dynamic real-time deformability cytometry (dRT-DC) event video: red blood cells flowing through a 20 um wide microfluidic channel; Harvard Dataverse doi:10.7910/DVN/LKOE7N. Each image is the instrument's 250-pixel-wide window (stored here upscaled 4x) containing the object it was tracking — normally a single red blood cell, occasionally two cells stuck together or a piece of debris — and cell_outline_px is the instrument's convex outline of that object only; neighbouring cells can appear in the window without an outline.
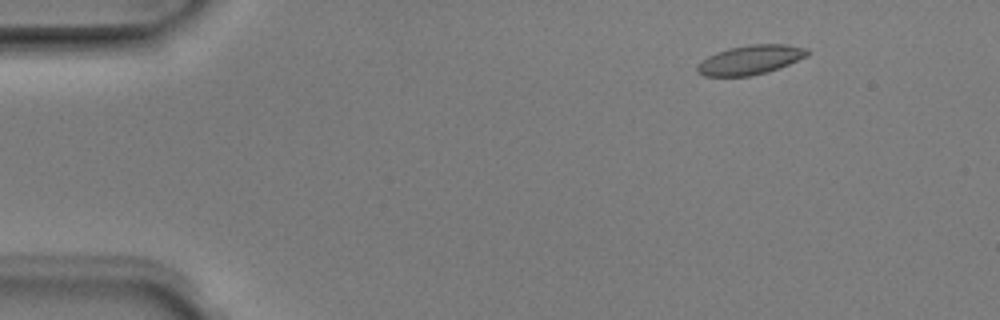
{"species": "Egyptian fruit bat (a non-hibernating species)", "species_latin": "Rousettus aegyptiacus", "temperature_condition": "room temperature", "stored_images_in_passage": 4, "camera_frame_rate_fps": 3000, "um_per_image_px": 0.085, "animal": {"sex": "male"}, "frame": {"image": 1, "passage_image": 2, "time_ms": 0.333, "image_size_px": [1000, 320], "cell_outline_px": [[808, 56], [768, 72], [748, 76], [704, 76], [696, 72], [696, 64], [708, 56], [716, 52], [732, 48], [752, 44], [784, 44], [808, 48]], "centroid_in_image_um": [63.76, 5.09], "position_along_channel_um": 21.2, "area_um2": 18.73}}